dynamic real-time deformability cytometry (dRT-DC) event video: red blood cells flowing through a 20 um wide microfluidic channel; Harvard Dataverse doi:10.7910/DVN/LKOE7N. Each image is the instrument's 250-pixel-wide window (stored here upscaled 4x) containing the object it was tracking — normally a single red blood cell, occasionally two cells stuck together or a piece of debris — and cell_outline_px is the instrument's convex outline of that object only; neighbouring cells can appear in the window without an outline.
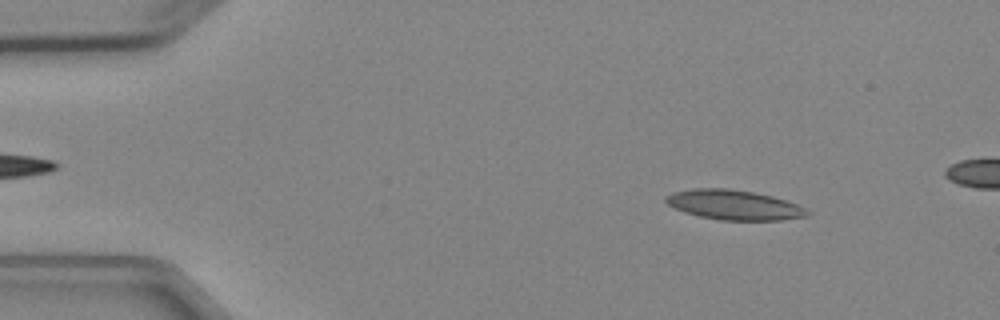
{"species": "Egyptian fruit bat (a non-hibernating species)", "species_latin": "Rousettus aegyptiacus", "temperature_condition": "cold", "stored_images_in_passage": 3, "camera_frame_rate_fps": 3000, "um_per_image_px": 0.085, "animal": {"sex": "female"}, "frame": {"image": 1, "passage_image": 1, "time_ms": 0.0, "image_size_px": [1000, 320], "cell_outline_px": [[812, 212], [808, 216], [780, 220], [720, 220], [700, 216], [684, 212], [668, 204], [664, 200], [664, 196], [672, 192], [692, 188], [728, 188], [752, 192], [772, 196], [796, 204]], "centroid_in_image_um": [62.36, 17.41], "position_along_channel_um": 22.6, "area_um2": 24.51}}